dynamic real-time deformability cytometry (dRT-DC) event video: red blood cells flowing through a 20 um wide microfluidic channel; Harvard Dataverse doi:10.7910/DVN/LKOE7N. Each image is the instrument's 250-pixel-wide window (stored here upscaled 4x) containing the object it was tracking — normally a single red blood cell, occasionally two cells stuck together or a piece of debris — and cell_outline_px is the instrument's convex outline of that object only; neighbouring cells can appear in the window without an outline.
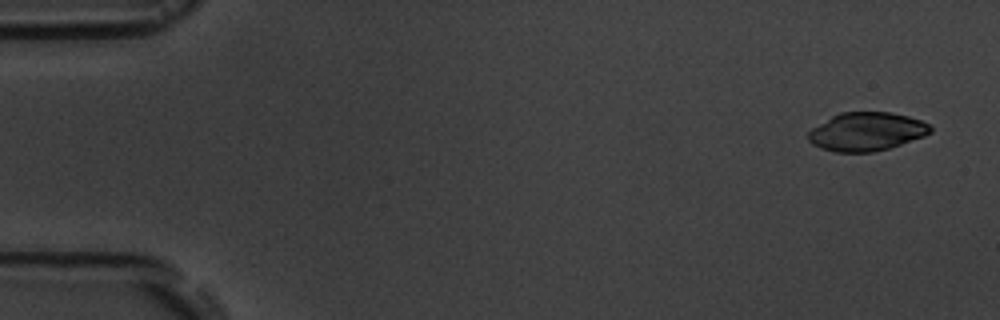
{"species": "common noctule bat (a hibernating species)", "species_latin": "Nyctalus noctula", "temperature_condition": "room temperature", "stored_images_in_passage": 5, "camera_frame_rate_fps": 3000, "um_per_image_px": 0.085, "animal": {"sex": "male", "body_mass_g": 19.5, "forearm_length_mm": 54.6}, "frame": {"image": 1, "passage_image": 1, "time_ms": 0.0, "image_size_px": [1000, 320], "cell_outline_px": [[932, 132], [924, 136], [888, 148], [872, 152], [836, 152], [820, 148], [812, 144], [808, 140], [808, 132], [812, 128], [832, 116], [840, 112], [892, 112], [908, 116], [920, 120], [928, 124], [932, 128]], "centroid_in_image_um": [73.64, 11.18], "position_along_channel_um": 11.4, "area_um2": 27.28}}